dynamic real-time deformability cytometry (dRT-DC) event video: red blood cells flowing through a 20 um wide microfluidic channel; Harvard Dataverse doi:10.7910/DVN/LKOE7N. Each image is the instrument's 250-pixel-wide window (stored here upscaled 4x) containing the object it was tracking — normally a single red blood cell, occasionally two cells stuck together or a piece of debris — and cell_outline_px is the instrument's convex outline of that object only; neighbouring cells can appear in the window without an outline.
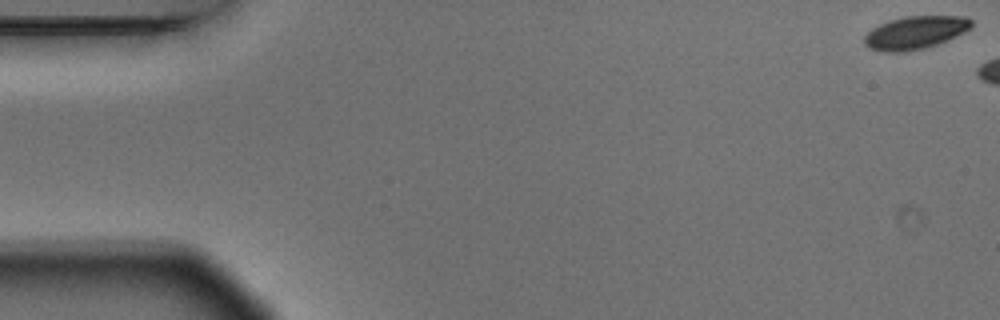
{"species": "Egyptian fruit bat (a non-hibernating species)", "species_latin": "Rousettus aegyptiacus", "temperature_condition": "warm", "stored_images_in_passage": 3, "camera_frame_rate_fps": 3000, "um_per_image_px": 0.085, "animal": {"sex": "male"}, "frame": {"image": 1, "passage_image": 1, "time_ms": 0.0, "image_size_px": [1000, 320], "cell_outline_px": [[972, 28], [948, 40], [924, 48], [904, 52], [884, 52], [868, 48], [864, 44], [864, 36], [872, 28], [888, 20], [904, 16], [964, 16], [972, 20]], "centroid_in_image_um": [77.78, 2.77], "position_along_channel_um": 7.2, "area_um2": 20.69}}